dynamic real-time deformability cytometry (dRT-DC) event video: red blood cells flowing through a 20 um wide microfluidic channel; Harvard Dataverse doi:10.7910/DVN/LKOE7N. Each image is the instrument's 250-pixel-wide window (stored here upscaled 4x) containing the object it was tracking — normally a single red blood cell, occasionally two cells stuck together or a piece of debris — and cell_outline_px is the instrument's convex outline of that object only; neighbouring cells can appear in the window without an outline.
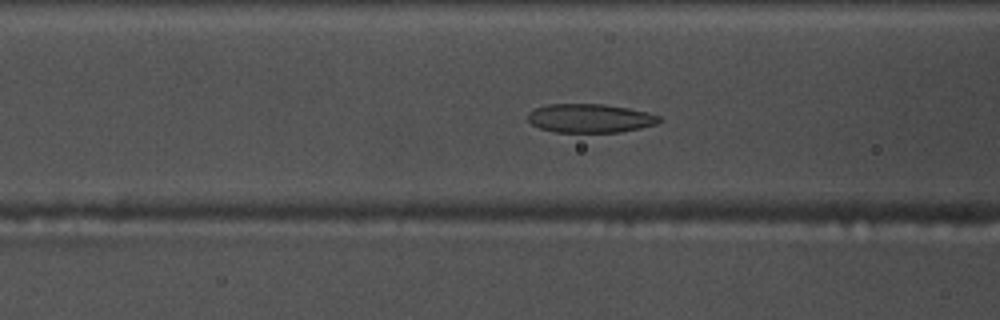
{"species": "common noctule bat (a hibernating species)", "species_latin": "Nyctalus noctula", "temperature_condition": "warm", "stored_images_in_passage": 56, "segment_of_instrument_passage": [1, 2], "camera_frame_rate_fps": 3000, "um_per_image_px": 0.085, "animal": {"sex": "male", "body_mass_g": 17.5, "forearm_length_mm": 52.3}, "frame": {"image": 1, "passage_image": 21, "time_ms": 6.667, "image_size_px": [1000, 320], "cell_outline_px": [[664, 120], [656, 124], [640, 128], [620, 132], [556, 132], [540, 128], [532, 124], [528, 120], [528, 112], [536, 108], [548, 104], [604, 104], [628, 108], [648, 112], [660, 116]], "centroid_in_image_um": [50.18, 10.05], "position_along_channel_um": 116.4, "area_um2": 22.08}}
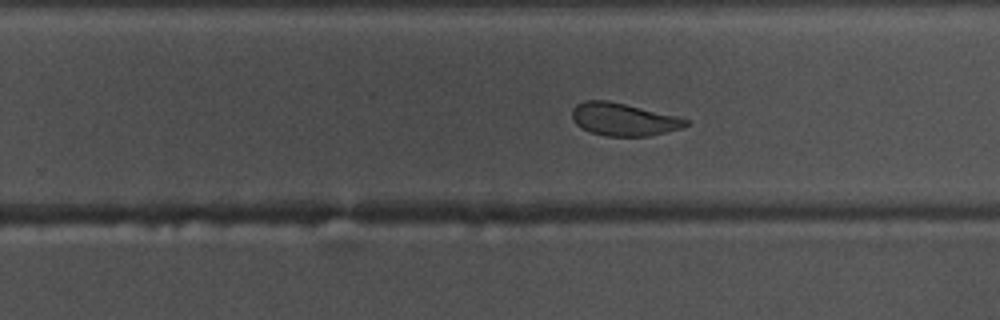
{"frame": {"image": 2, "passage_image": 34, "time_ms": 11.0, "image_size_px": [1000, 320], "cell_outline_px": [[688, 124], [680, 128], [648, 136], [604, 136], [580, 128], [572, 120], [572, 108], [576, 104], [584, 100], [608, 100], [688, 120]], "centroid_in_image_um": [52.88, 10.15], "position_along_channel_um": 276.9, "area_um2": 21.21}}
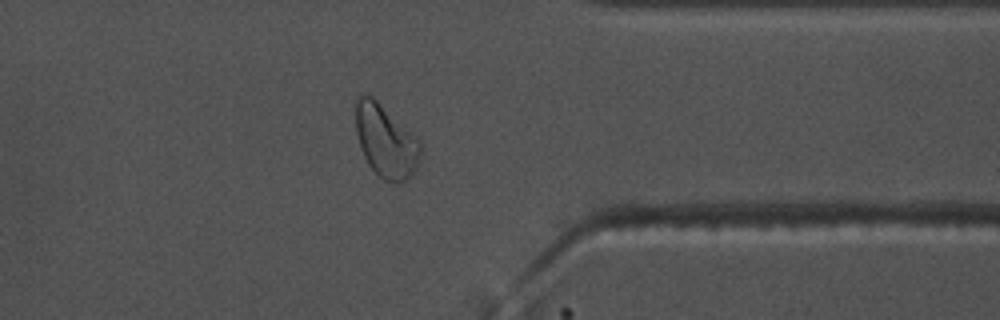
{"frame": {"image": 3, "passage_image": 43, "time_ms": 14.0, "image_size_px": [1000, 320], "cell_outline_px": [[420, 160], [412, 176], [400, 184], [384, 180], [368, 164], [364, 156], [356, 132], [356, 96], [364, 92], [368, 92], [416, 136], [420, 140]], "centroid_in_image_um": [32.79, 11.97], "position_along_channel_um": 378.6, "area_um2": 27.57}}